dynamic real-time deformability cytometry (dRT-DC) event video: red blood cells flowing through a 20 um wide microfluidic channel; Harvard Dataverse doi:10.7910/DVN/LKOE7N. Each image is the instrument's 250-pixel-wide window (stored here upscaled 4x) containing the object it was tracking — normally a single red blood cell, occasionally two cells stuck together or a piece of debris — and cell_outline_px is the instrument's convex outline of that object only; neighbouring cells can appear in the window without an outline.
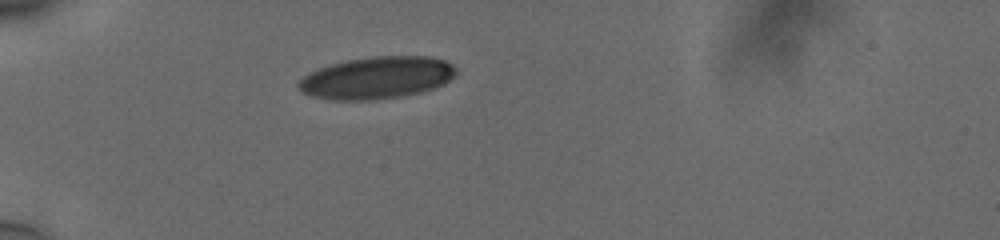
{"species": "human", "species_latin": "Homo sapiens", "temperature_condition": "cold", "stored_images_in_passage": 39, "camera_frame_rate_fps": 3000, "um_per_image_px": 0.085, "donor": {"sex": "male"}, "frame": {"image": 1, "passage_image": 1, "time_ms": 0.0, "image_size_px": [1000, 240], "cell_outline_px": [[456, 72], [444, 84], [420, 92], [400, 96], [372, 100], [332, 100], [312, 96], [304, 92], [296, 84], [308, 72], [344, 60], [372, 56], [432, 56], [444, 60], [452, 64], [456, 68]], "centroid_in_image_um": [32.02, 6.6], "position_along_channel_um": 53.0, "area_um2": 38.55}}
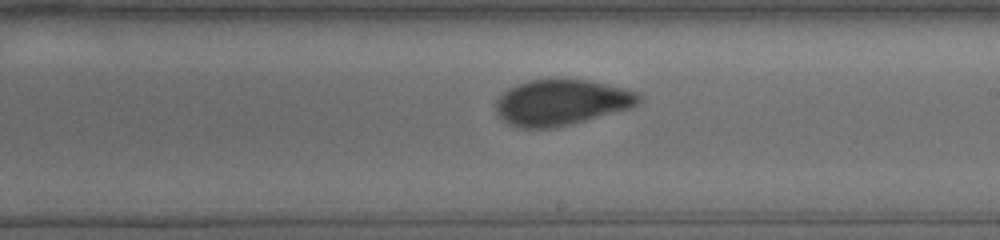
{"frame": {"image": 2, "passage_image": 18, "time_ms": 5.667, "image_size_px": [1000, 240], "cell_outline_px": [[644, 100], [640, 104], [628, 108], [584, 120], [568, 124], [548, 128], [516, 128], [508, 124], [496, 112], [496, 100], [508, 88], [516, 84], [528, 80], [560, 76], [588, 80], [608, 84], [640, 92], [644, 96]], "centroid_in_image_um": [47.74, 8.65], "position_along_channel_um": 241.3, "area_um2": 38.84}}
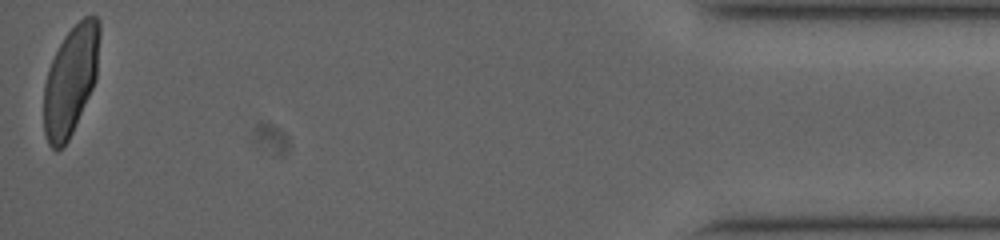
{"frame": {"image": 3, "passage_image": 39, "time_ms": 12.667, "image_size_px": [1000, 240], "cell_outline_px": [[100, 32], [96, 80], [72, 132], [68, 140], [56, 152], [48, 144], [44, 132], [44, 84], [48, 68], [64, 36], [84, 16], [96, 16], [100, 20]], "centroid_in_image_um": [6.0, 6.82], "position_along_channel_um": 429.2, "area_um2": 35.26}, "authors_computed_cell_mechanics": {"area_um2": 37.9168, "velocity_mm_per_s": 3.7627, "shape_relaxation_time_tau1_ms": 6.9426, "shape_relaxation_time_tau2_ms": 0.7171, "deformation_change_tau1": 0.1549, "deformation_change_tau2": 0.0492}}